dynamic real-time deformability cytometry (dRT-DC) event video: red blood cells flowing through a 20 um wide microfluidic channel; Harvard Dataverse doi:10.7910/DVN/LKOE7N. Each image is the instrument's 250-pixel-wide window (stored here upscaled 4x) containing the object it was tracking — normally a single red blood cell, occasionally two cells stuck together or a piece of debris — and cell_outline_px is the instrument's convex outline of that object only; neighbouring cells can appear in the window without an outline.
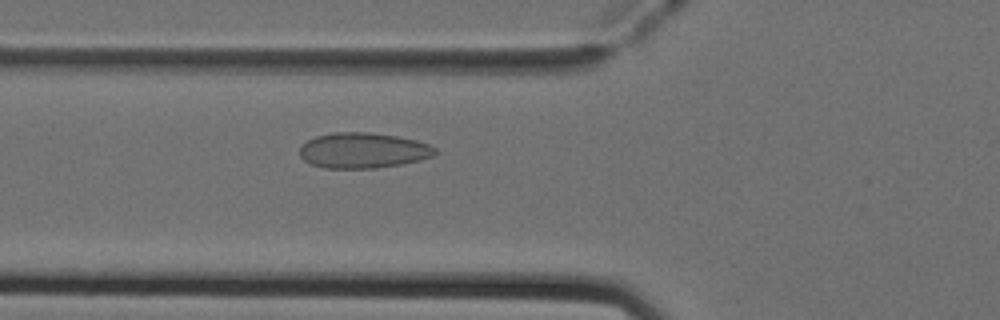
{"species": "Egyptian fruit bat (a non-hibernating species)", "species_latin": "Rousettus aegyptiacus", "temperature_condition": "cold", "stored_images_in_passage": 44, "camera_frame_rate_fps": 3000, "um_per_image_px": 0.085, "animal": {"sex": "female"}, "frame": {"image": 1, "passage_image": 12, "time_ms": 3.667, "image_size_px": [1000, 320], "cell_outline_px": [[436, 152], [432, 156], [420, 160], [400, 164], [376, 168], [324, 168], [312, 164], [304, 160], [300, 156], [300, 144], [316, 136], [336, 132], [368, 132], [396, 136], [416, 140], [428, 144], [436, 148]], "centroid_in_image_um": [30.84, 12.78], "position_along_channel_um": 95.0, "area_um2": 27.92}}
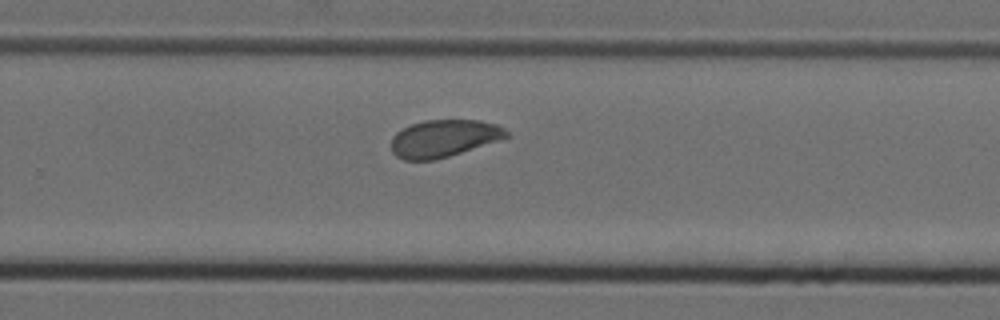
{"frame": {"image": 2, "passage_image": 27, "time_ms": 8.667, "image_size_px": [1000, 320], "cell_outline_px": [[508, 136], [436, 160], [404, 160], [396, 156], [392, 152], [392, 136], [396, 132], [412, 124], [424, 120], [480, 120], [496, 124], [504, 128], [508, 132]], "centroid_in_image_um": [37.67, 11.75], "position_along_channel_um": 292.1, "area_um2": 24.62}}
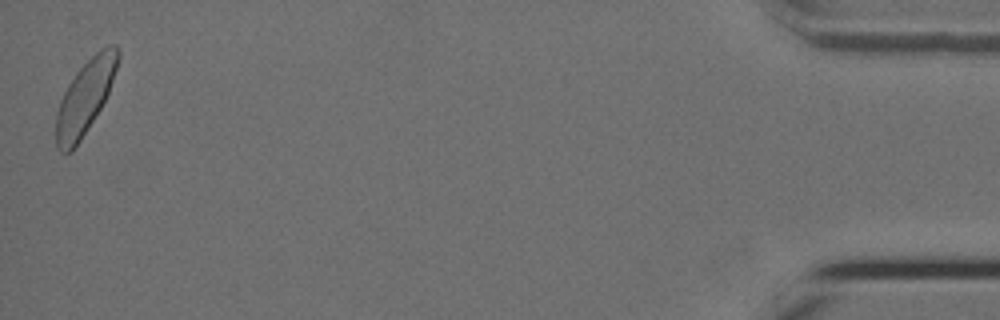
{"frame": {"image": 3, "passage_image": 44, "time_ms": 14.333, "image_size_px": [1000, 320], "cell_outline_px": [[120, 56], [108, 92], [100, 108], [80, 140], [72, 152], [60, 152], [56, 148], [56, 112], [60, 100], [68, 84], [76, 72], [100, 48], [108, 44], [116, 44], [120, 48]], "centroid_in_image_um": [7.22, 8.24], "position_along_channel_um": 428.0, "area_um2": 26.24}, "authors_computed_cell_mechanics": {"area_um2": 25.8077, "velocity_mm_per_s": 3.951, "shape_relaxation_time_tau1_ms": 3.8835, "shape_relaxation_time_tau2_ms": 2.4076, "deformation_change_tau1": 0.0752, "deformation_change_tau2": 0.0342}}